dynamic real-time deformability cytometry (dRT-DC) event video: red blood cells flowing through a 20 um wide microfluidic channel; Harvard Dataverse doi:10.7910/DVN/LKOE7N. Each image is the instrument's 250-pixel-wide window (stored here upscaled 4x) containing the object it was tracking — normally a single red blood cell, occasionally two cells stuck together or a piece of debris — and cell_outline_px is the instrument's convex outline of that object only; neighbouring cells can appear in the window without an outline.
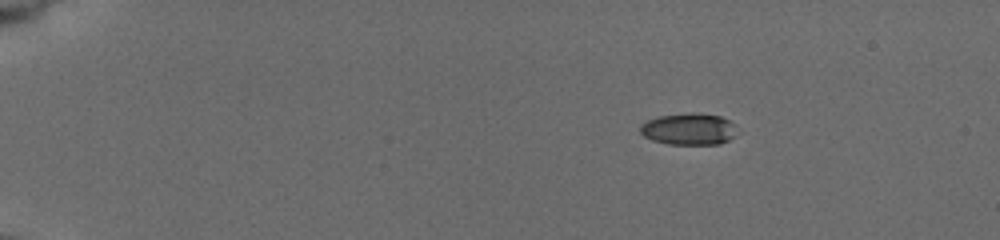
{"species": "common noctule bat (a hibernating species)", "species_latin": "Nyctalus noctula", "temperature_condition": "cold", "stored_images_in_passage": 36, "camera_frame_rate_fps": 3000, "um_per_image_px": 0.085, "animal": {"sex": "female", "body_mass_g": 19.5, "forearm_length_mm": 54.1}, "frame": {"image": 1, "passage_image": 8, "time_ms": 3.0, "image_size_px": [1000, 240], "cell_outline_px": [[740, 132], [728, 140], [720, 144], [668, 144], [652, 140], [644, 136], [640, 132], [640, 124], [656, 116], [692, 112], [720, 116], [736, 124]], "centroid_in_image_um": [58.58, 10.96], "position_along_channel_um": 26.4, "area_um2": 18.21}}
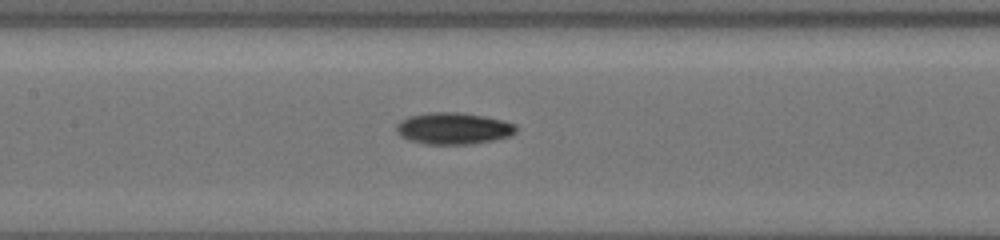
{"frame": {"image": 2, "passage_image": 24, "time_ms": 9.667, "image_size_px": [1000, 240], "cell_outline_px": [[516, 132], [512, 136], [496, 140], [472, 144], [424, 144], [400, 136], [396, 132], [396, 124], [400, 120], [408, 116], [432, 112], [456, 112], [484, 116], [504, 120], [516, 124]], "centroid_in_image_um": [38.56, 10.92], "position_along_channel_um": 168.8, "area_um2": 22.31}}
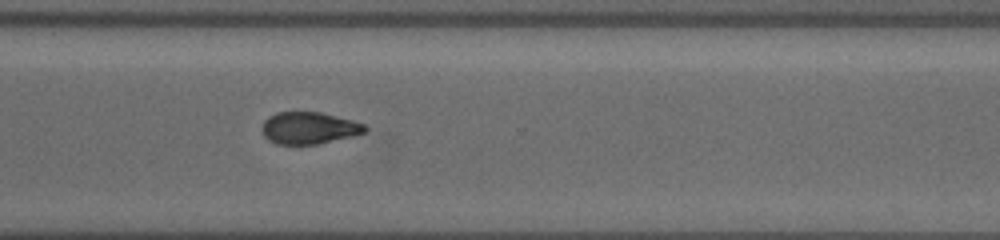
{"frame": {"image": 3, "passage_image": 36, "time_ms": 14.333, "image_size_px": [1000, 240], "cell_outline_px": [[368, 128], [364, 132], [352, 136], [316, 144], [276, 144], [268, 140], [264, 136], [260, 128], [264, 120], [268, 116], [276, 112], [320, 112], [352, 120], [364, 124]], "centroid_in_image_um": [26.21, 10.87], "position_along_channel_um": 344.4, "area_um2": 19.19}}